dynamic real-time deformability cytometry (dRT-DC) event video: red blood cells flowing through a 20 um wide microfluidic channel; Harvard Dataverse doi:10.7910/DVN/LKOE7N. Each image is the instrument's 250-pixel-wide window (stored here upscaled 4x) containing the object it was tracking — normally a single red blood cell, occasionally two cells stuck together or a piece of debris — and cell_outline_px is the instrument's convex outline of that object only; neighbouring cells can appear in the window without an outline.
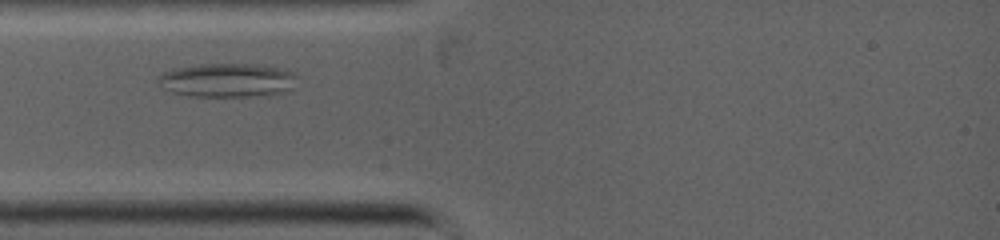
{"species": "common noctule bat (a hibernating species)", "species_latin": "Nyctalus noctula", "temperature_condition": "warm", "stored_images_in_passage": 3, "camera_frame_rate_fps": 5000, "um_per_image_px": 0.085, "animal": {"sex": "female", "body_mass_g": 19.0, "forearm_length_mm": 53.3}, "frame": {"image": 1, "passage_image": 2, "time_ms": 0.6, "image_size_px": [1000, 240], "cell_outline_px": [[296, 76], [292, 88], [284, 92], [268, 96], [188, 96], [172, 92], [164, 88], [156, 80], [164, 72], [176, 68], [200, 64], [252, 64], [276, 68], [292, 72]], "centroid_in_image_um": [19.31, 6.83], "position_along_channel_um": 65.7, "area_um2": 27.22}}